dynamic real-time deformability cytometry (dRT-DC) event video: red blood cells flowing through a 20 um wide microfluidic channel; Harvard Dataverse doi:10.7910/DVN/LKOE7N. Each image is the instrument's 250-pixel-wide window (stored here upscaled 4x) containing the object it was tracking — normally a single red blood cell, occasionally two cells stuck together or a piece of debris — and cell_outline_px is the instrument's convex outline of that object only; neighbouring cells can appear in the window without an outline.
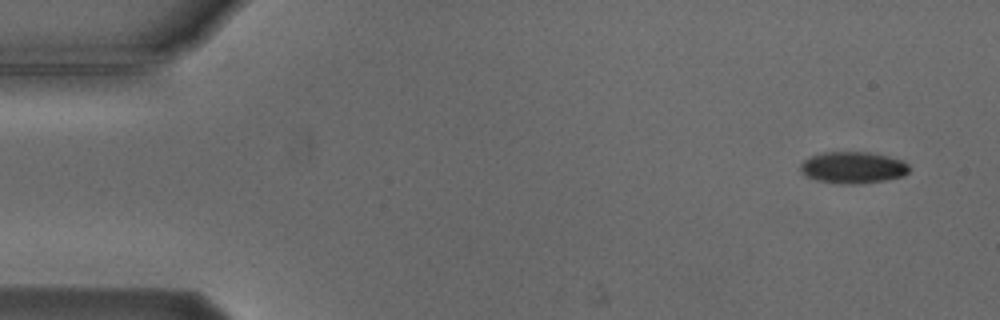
{"species": "Egyptian fruit bat (a non-hibernating species)", "species_latin": "Rousettus aegyptiacus", "temperature_condition": "cold", "stored_images_in_passage": 7, "camera_frame_rate_fps": 3000, "um_per_image_px": 0.085, "animal": {"sex": "male"}, "frame": {"image": 1, "passage_image": 1, "time_ms": 0.0, "image_size_px": [1000, 320], "cell_outline_px": [[908, 172], [904, 176], [884, 180], [852, 184], [840, 184], [820, 180], [808, 176], [800, 168], [800, 164], [808, 156], [824, 152], [872, 152], [904, 160], [908, 164]], "centroid_in_image_um": [72.53, 14.22], "position_along_channel_um": 12.5, "area_um2": 19.94}}
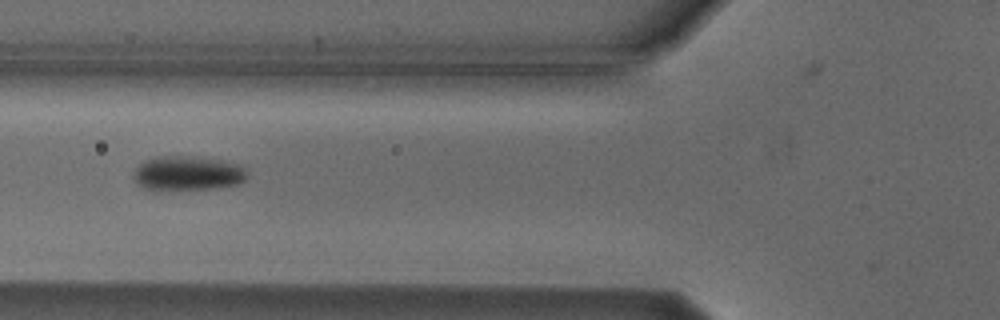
{"frame": {"image": 2, "passage_image": 6, "time_ms": 5.667, "image_size_px": [1000, 320], "cell_outline_px": [[248, 176], [240, 184], [208, 188], [144, 188], [136, 184], [132, 176], [136, 168], [144, 160], [156, 156], [192, 156], [220, 160], [240, 164], [248, 172]], "centroid_in_image_um": [15.96, 14.69], "position_along_channel_um": 109.8, "area_um2": 22.48}}
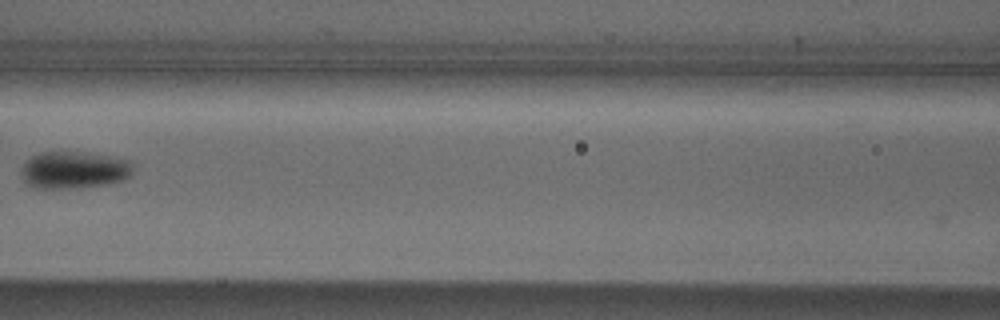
{"frame": {"image": 3, "passage_image": 7, "time_ms": 7.0, "image_size_px": [1000, 320], "cell_outline_px": [[132, 176], [124, 180], [108, 184], [76, 188], [36, 188], [28, 184], [24, 180], [20, 172], [24, 164], [32, 156], [40, 152], [80, 152], [108, 156], [128, 160], [132, 164]], "centroid_in_image_um": [6.3, 14.46], "position_along_channel_um": 160.3, "area_um2": 24.16}}